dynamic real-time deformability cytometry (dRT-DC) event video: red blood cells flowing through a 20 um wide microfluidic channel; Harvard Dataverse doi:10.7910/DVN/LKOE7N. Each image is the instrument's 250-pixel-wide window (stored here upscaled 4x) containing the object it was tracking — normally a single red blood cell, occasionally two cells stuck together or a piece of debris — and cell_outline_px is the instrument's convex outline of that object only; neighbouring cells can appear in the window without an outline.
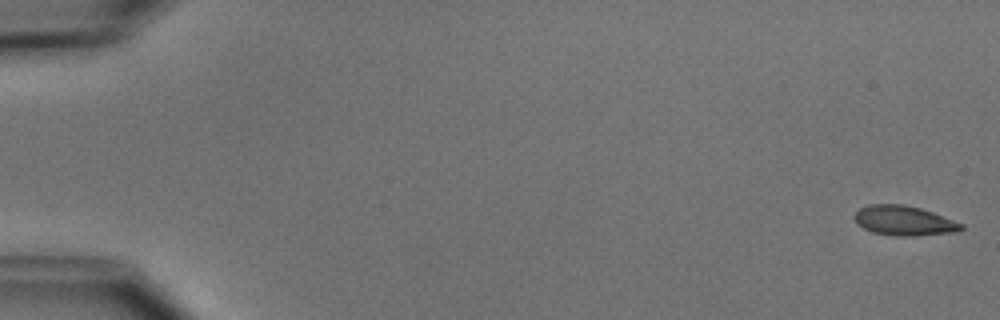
{"species": "common noctule bat (a hibernating species)", "species_latin": "Nyctalus noctula", "temperature_condition": "cold", "stored_images_in_passage": 6, "camera_frame_rate_fps": 3000, "um_per_image_px": 0.085, "animal": {"sex": "male", "body_mass_g": 15.6}, "frame": {"image": 1, "passage_image": 1, "time_ms": 0.0, "image_size_px": [1000, 320], "cell_outline_px": [[964, 228], [960, 232], [912, 236], [896, 236], [872, 232], [856, 224], [852, 216], [860, 208], [868, 204], [904, 204], [920, 208], [932, 212], [964, 224]], "centroid_in_image_um": [76.83, 18.76], "position_along_channel_um": 8.2, "area_um2": 18.73}}
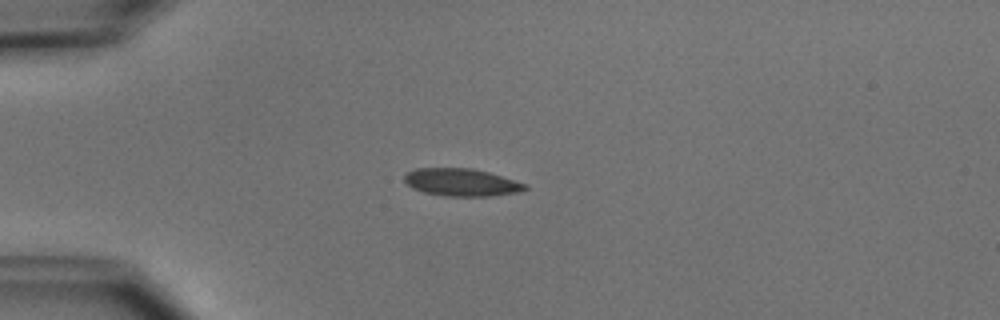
{"frame": {"image": 2, "passage_image": 4, "time_ms": 4.333, "image_size_px": [1000, 320], "cell_outline_px": [[528, 188], [520, 192], [492, 196], [448, 196], [424, 192], [412, 188], [404, 180], [404, 176], [408, 172], [416, 168], [472, 168], [488, 172], [528, 184]], "centroid_in_image_um": [39.26, 15.5], "position_along_channel_um": 45.7, "area_um2": 19.36}}